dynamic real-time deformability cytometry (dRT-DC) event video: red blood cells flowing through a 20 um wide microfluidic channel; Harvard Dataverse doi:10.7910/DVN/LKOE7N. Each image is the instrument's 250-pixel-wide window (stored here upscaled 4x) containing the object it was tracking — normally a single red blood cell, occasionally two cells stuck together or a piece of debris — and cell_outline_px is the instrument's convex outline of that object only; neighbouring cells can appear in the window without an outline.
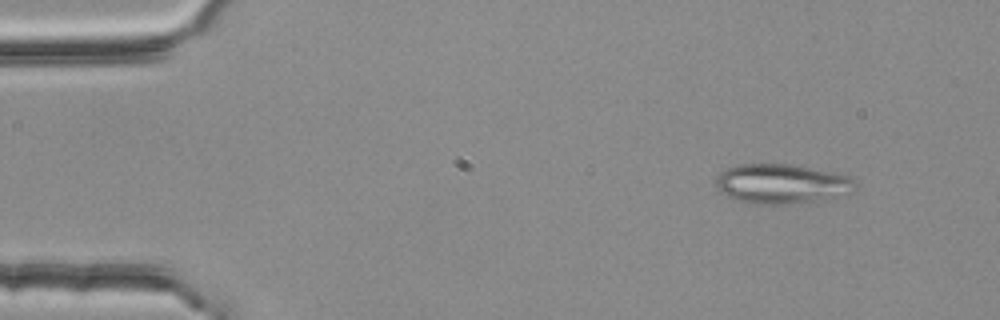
{"species": "common noctule bat (a hibernating species)", "species_latin": "Nyctalus noctula", "temperature_condition": "room temperature", "stored_images_in_passage": 3, "camera_frame_rate_fps": 3000, "um_per_image_px": 0.085, "animal": {"sex": "female", "body_mass_g": 25.1}, "frame": {"image": 1, "passage_image": 1, "time_ms": 0.0, "image_size_px": [1000, 320], "cell_outline_px": [[852, 192], [844, 196], [824, 200], [788, 204], [752, 204], [724, 196], [716, 188], [716, 176], [720, 172], [728, 168], [740, 164], [788, 164], [832, 172], [848, 176], [852, 180]], "centroid_in_image_um": [66.39, 15.64], "position_along_channel_um": 18.6, "area_um2": 32.19}}